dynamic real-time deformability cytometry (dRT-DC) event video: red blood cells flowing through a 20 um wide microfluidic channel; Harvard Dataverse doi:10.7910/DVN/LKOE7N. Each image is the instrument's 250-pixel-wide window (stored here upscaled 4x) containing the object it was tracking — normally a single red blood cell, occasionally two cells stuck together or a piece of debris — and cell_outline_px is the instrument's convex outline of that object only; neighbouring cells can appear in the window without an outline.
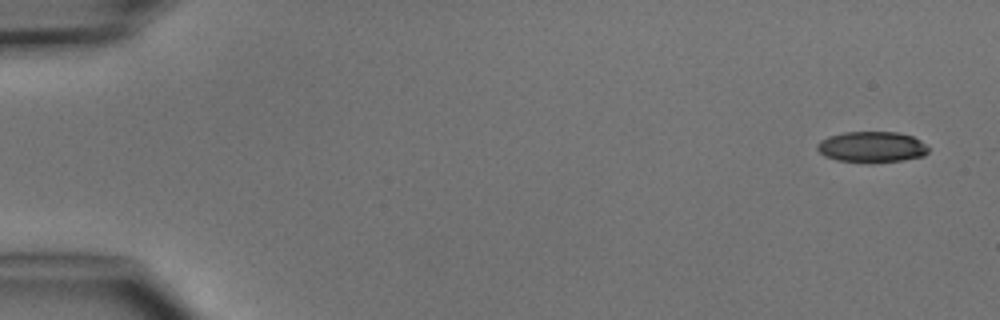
{"species": "common noctule bat (a hibernating species)", "species_latin": "Nyctalus noctula", "temperature_condition": "cold", "stored_images_in_passage": 4, "camera_frame_rate_fps": 3000, "um_per_image_px": 0.085, "animal": {"sex": "male", "body_mass_g": 15.6}, "frame": {"image": 1, "passage_image": 1, "time_ms": 0.0, "image_size_px": [1000, 320], "cell_outline_px": [[928, 152], [924, 156], [904, 160], [872, 164], [868, 164], [836, 160], [824, 156], [816, 148], [816, 144], [820, 140], [828, 136], [844, 132], [896, 132], [912, 136], [920, 140], [928, 148]], "centroid_in_image_um": [74.07, 12.51], "position_along_channel_um": 10.9, "area_um2": 20.46}}